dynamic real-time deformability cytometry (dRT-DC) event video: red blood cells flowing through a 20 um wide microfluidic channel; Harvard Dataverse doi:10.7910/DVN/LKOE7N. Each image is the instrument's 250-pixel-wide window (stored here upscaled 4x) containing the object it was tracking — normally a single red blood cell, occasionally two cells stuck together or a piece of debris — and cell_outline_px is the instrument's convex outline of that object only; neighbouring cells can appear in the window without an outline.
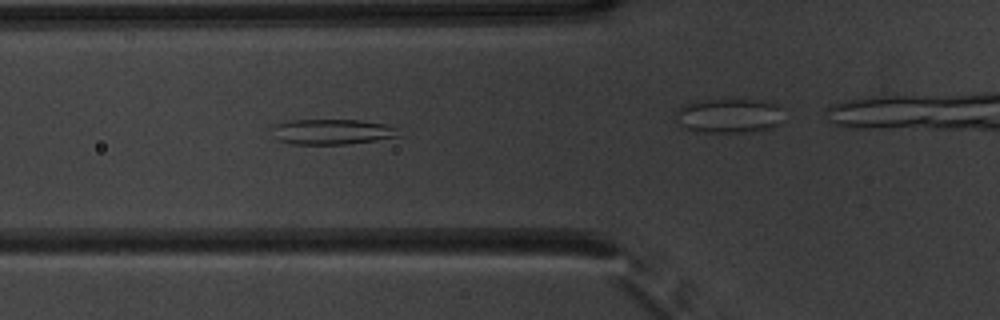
{"species": "common noctule bat (a hibernating species)", "species_latin": "Nyctalus noctula", "temperature_condition": "warm", "stored_images_in_passage": 36, "segment_of_instrument_passage": [1, 2], "camera_frame_rate_fps": 3000, "um_per_image_px": 0.085, "animal": {"sex": "male", "body_mass_g": 20.1, "forearm_length_mm": 53.5}, "frame": {"image": 1, "passage_image": 14, "time_ms": 4.333, "image_size_px": [1000, 320], "cell_outline_px": [[404, 136], [348, 144], [292, 144], [280, 140], [272, 128], [276, 124], [288, 120], [360, 120], [388, 124], [396, 128]], "centroid_in_image_um": [28.33, 11.19], "position_along_channel_um": 97.5, "area_um2": 18.73}}
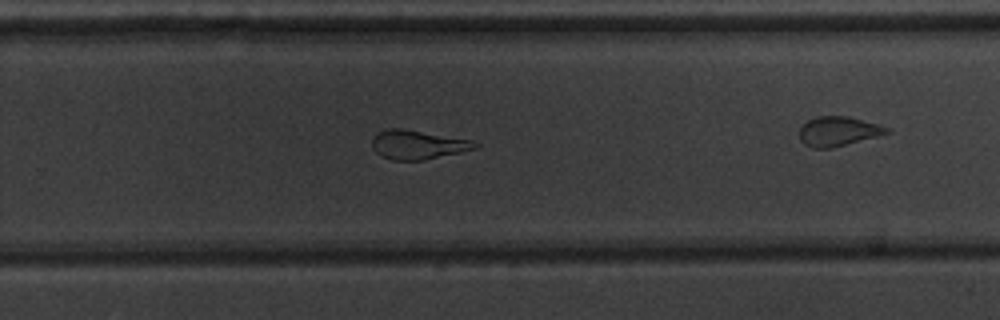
{"frame": {"image": 2, "passage_image": 29, "time_ms": 9.333, "image_size_px": [1000, 320], "cell_outline_px": [[480, 148], [424, 160], [392, 160], [376, 152], [372, 148], [372, 136], [376, 132], [388, 128], [400, 128], [472, 140], [480, 144]], "centroid_in_image_um": [35.52, 12.29], "position_along_channel_um": 294.3, "area_um2": 17.51}}
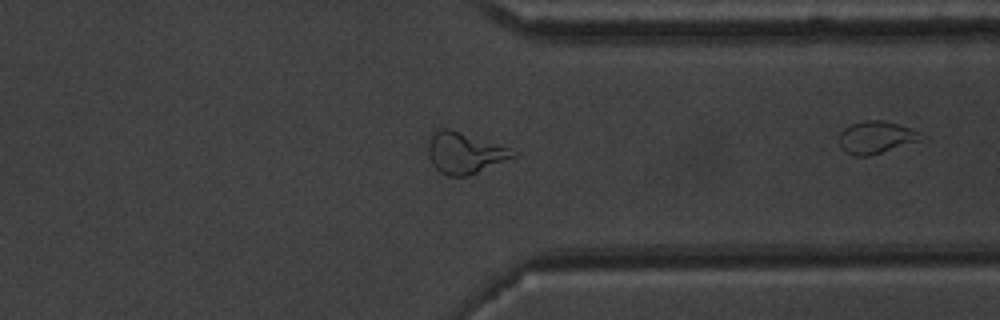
{"frame": {"image": 3, "passage_image": 35, "time_ms": 11.333, "image_size_px": [1000, 320], "cell_outline_px": [[520, 152], [516, 156], [476, 172], [464, 176], [448, 176], [440, 172], [432, 164], [428, 156], [428, 140], [432, 132], [440, 128], [448, 128]], "centroid_in_image_um": [39.44, 12.99], "position_along_channel_um": 372.0, "area_um2": 20.0}}